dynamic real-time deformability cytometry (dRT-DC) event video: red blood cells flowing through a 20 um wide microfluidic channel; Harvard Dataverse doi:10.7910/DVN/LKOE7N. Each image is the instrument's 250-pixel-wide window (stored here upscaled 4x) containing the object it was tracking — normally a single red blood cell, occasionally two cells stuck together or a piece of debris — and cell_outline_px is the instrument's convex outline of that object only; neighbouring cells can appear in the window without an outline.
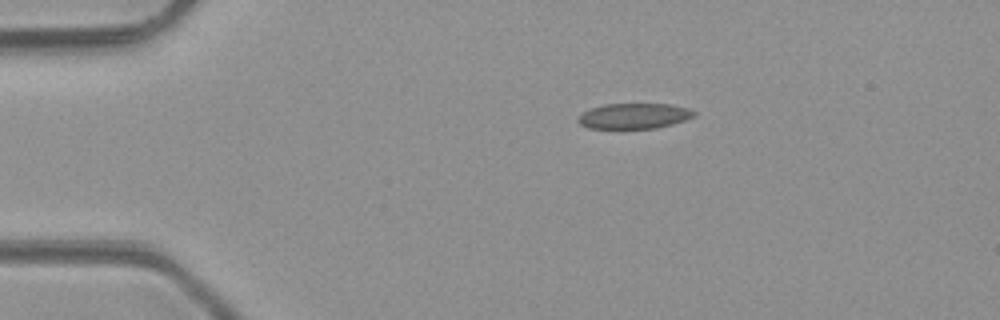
{"species": "common noctule bat (a hibernating species)", "species_latin": "Nyctalus noctula", "temperature_condition": "room temperature", "stored_images_in_passage": 6, "camera_frame_rate_fps": 3000, "um_per_image_px": 0.085, "animal": {"sex": "male", "body_mass_g": 23.1, "forearm_length_mm": 52.7}, "frame": {"image": 1, "passage_image": 6, "time_ms": 7.0, "image_size_px": [1000, 320], "cell_outline_px": [[696, 116], [672, 124], [656, 128], [588, 128], [580, 124], [576, 120], [576, 116], [592, 108], [604, 104], [672, 104], [688, 108], [696, 112]], "centroid_in_image_um": [53.89, 9.85], "position_along_channel_um": 31.1, "area_um2": 17.22}}